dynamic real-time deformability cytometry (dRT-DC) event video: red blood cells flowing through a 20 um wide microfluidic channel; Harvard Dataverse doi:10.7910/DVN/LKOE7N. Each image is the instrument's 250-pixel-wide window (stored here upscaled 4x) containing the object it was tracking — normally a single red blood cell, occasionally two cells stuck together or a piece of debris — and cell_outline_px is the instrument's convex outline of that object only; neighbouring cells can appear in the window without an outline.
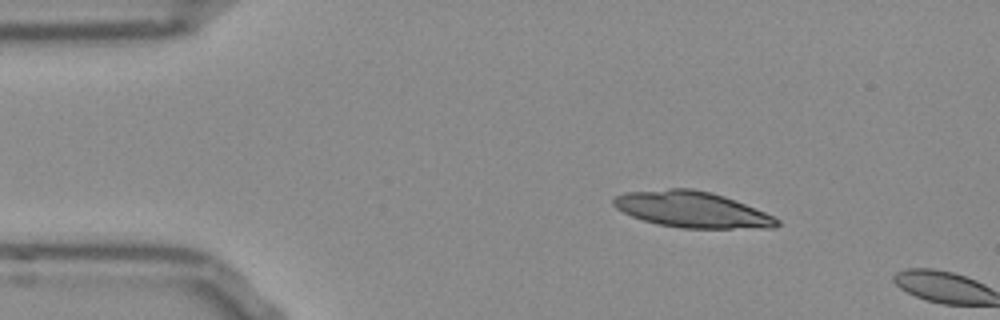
{"species": "Egyptian fruit bat (a non-hibernating species)", "species_latin": "Rousettus aegyptiacus", "temperature_condition": "room temperature", "stored_images_in_passage": 3, "camera_frame_rate_fps": 3000, "um_per_image_px": 0.085, "frame": {"image": 1, "passage_image": 1, "time_ms": 0.0, "image_size_px": [1000, 320], "cell_outline_px": [[780, 224], [776, 228], [680, 228], [656, 224], [632, 216], [616, 208], [612, 204], [612, 200], [616, 196], [624, 192], [668, 188], [692, 188], [712, 192], [724, 196], [764, 212], [780, 220]], "centroid_in_image_um": [58.8, 17.81], "position_along_channel_um": 26.2, "area_um2": 34.33}}